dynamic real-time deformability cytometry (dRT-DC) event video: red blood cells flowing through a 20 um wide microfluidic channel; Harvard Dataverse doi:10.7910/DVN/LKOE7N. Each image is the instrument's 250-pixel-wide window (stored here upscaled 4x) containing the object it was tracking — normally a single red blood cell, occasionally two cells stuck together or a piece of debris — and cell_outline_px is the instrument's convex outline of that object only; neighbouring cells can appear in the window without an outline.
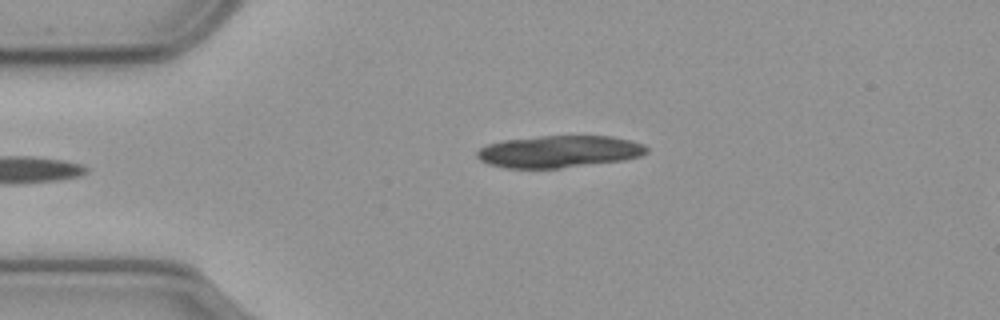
{"species": "common noctule bat (a hibernating species)", "species_latin": "Nyctalus noctula", "temperature_condition": "cold", "stored_images_in_passage": 8, "camera_frame_rate_fps": 3000, "um_per_image_px": 0.085, "animal": {"sex": "male", "body_mass_g": 23.1, "forearm_length_mm": 52.7}, "frame": {"image": 1, "passage_image": 1, "time_ms": 0.0, "image_size_px": [1000, 320], "cell_outline_px": [[648, 152], [640, 156], [624, 160], [560, 168], [508, 168], [492, 164], [480, 160], [476, 156], [476, 152], [480, 148], [488, 144], [504, 140], [540, 136], [612, 136], [628, 140], [640, 144], [648, 148]], "centroid_in_image_um": [47.52, 12.88], "position_along_channel_um": 37.5, "area_um2": 31.39}}